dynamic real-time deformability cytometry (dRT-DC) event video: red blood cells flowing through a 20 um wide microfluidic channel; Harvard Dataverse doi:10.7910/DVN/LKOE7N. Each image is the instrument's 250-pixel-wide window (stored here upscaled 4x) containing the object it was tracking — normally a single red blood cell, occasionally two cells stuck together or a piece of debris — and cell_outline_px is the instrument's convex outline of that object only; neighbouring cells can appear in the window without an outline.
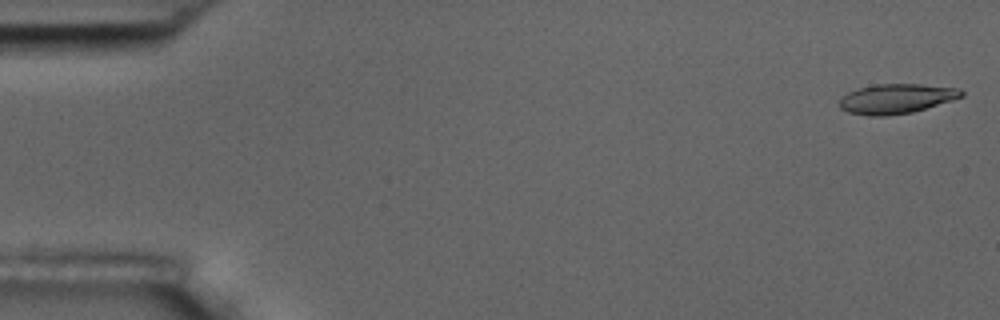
{"species": "common noctule bat (a hibernating species)", "species_latin": "Nyctalus noctula", "temperature_condition": "room temperature", "stored_images_in_passage": 5, "camera_frame_rate_fps": 3000, "um_per_image_px": 0.085, "animal": {"sex": "male", "body_mass_g": 17.5, "forearm_length_mm": 52.3}, "frame": {"image": 1, "passage_image": 1, "time_ms": 0.0, "image_size_px": [1000, 320], "cell_outline_px": [[964, 96], [952, 100], [912, 112], [888, 116], [868, 116], [848, 112], [840, 108], [840, 100], [848, 92], [860, 88], [876, 84], [920, 84], [960, 88], [964, 92]], "centroid_in_image_um": [76.21, 8.39], "position_along_channel_um": 8.8, "area_um2": 21.04}}
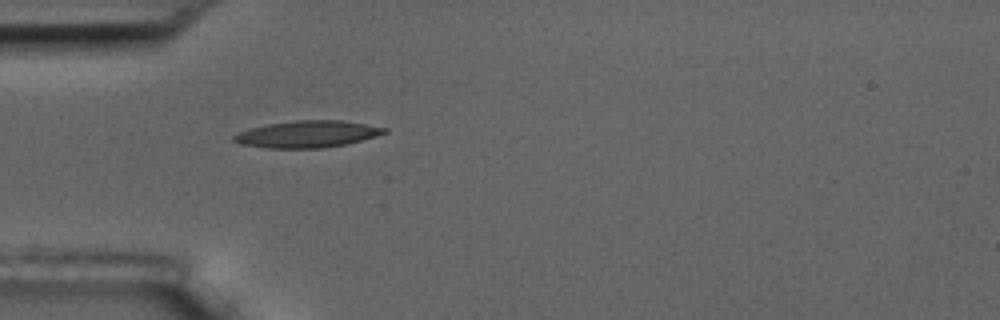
{"frame": {"image": 2, "passage_image": 5, "time_ms": 5.0, "image_size_px": [1000, 320], "cell_outline_px": [[388, 132], [376, 136], [344, 144], [320, 148], [268, 148], [240, 144], [232, 140], [232, 136], [240, 132], [252, 128], [268, 124], [296, 120], [340, 120], [388, 128]], "centroid_in_image_um": [26.11, 11.4], "position_along_channel_um": 58.9, "area_um2": 23.24}}